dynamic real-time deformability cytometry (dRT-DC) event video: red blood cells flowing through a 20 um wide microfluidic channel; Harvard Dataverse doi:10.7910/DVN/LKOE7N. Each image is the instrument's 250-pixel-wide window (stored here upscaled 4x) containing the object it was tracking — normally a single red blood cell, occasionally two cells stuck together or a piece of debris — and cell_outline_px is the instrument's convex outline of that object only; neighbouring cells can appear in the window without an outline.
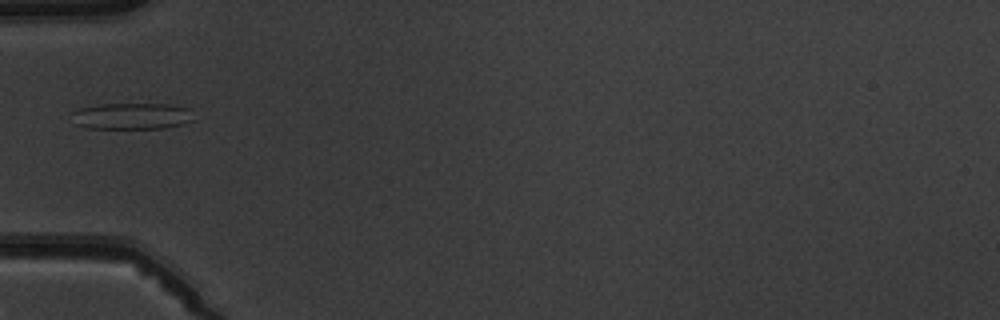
{"species": "common noctule bat (a hibernating species)", "species_latin": "Nyctalus noctula", "temperature_condition": "warm", "stored_images_in_passage": 6, "camera_frame_rate_fps": 3000, "um_per_image_px": 0.085, "animal": {"sex": "male", "body_mass_g": 19.5, "forearm_length_mm": 54.6}, "frame": {"image": 1, "passage_image": 6, "time_ms": 6.0, "image_size_px": [1000, 320], "cell_outline_px": [[196, 120], [184, 124], [164, 128], [84, 128], [76, 124], [72, 112], [80, 108], [96, 104], [168, 104], [188, 108]], "centroid_in_image_um": [11.24, 9.87], "position_along_channel_um": 73.8, "area_um2": 18.84}}